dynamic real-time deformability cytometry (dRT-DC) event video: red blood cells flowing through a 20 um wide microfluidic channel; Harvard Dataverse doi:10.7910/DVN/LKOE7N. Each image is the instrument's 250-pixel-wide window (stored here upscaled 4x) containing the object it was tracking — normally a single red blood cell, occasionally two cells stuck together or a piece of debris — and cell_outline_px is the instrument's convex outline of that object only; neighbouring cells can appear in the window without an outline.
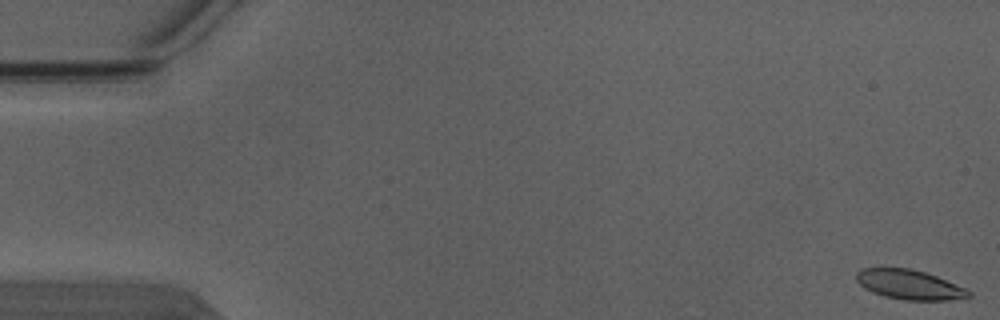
{"species": "Egyptian fruit bat (a non-hibernating species)", "species_latin": "Rousettus aegyptiacus", "temperature_condition": "warm", "stored_images_in_passage": 5, "camera_frame_rate_fps": 3000, "um_per_image_px": 0.085, "animal": {"sex": "male"}, "frame": {"image": 1, "passage_image": 1, "time_ms": 0.0, "image_size_px": [1000, 320], "cell_outline_px": [[972, 296], [948, 300], [904, 300], [884, 296], [872, 292], [864, 288], [856, 280], [856, 272], [864, 268], [908, 268], [924, 272], [936, 276], [964, 288], [972, 292]], "centroid_in_image_um": [77.27, 24.2], "position_along_channel_um": 7.7, "area_um2": 19.19}}